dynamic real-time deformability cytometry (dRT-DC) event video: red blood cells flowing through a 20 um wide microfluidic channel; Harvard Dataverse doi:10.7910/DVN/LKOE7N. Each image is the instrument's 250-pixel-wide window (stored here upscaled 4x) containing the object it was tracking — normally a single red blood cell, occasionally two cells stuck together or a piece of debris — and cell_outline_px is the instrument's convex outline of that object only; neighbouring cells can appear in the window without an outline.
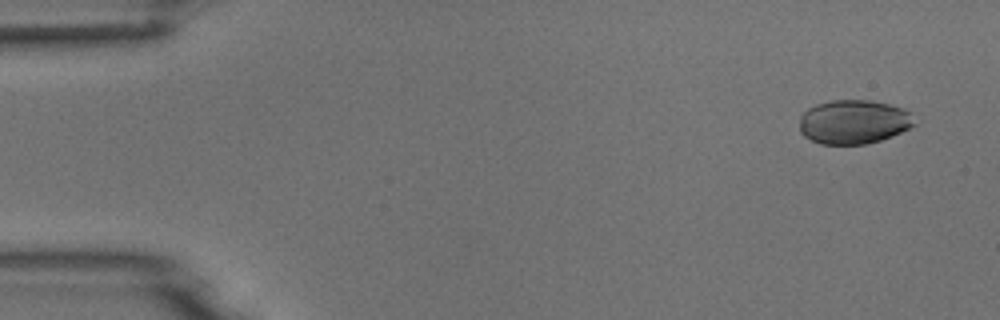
{"species": "common noctule bat (a hibernating species)", "species_latin": "Nyctalus noctula", "temperature_condition": "room temperature", "stored_images_in_passage": 4, "camera_frame_rate_fps": 3000, "um_per_image_px": 0.085, "animal": {"sex": "male", "body_mass_g": 18.8}, "frame": {"image": 1, "passage_image": 1, "time_ms": 0.0, "image_size_px": [1000, 320], "cell_outline_px": [[916, 124], [892, 136], [868, 144], [820, 144], [804, 136], [800, 132], [800, 116], [808, 108], [816, 104], [832, 100], [868, 100], [888, 104], [904, 108], [912, 112]], "centroid_in_image_um": [72.57, 10.36], "position_along_channel_um": 12.4, "area_um2": 29.65}}
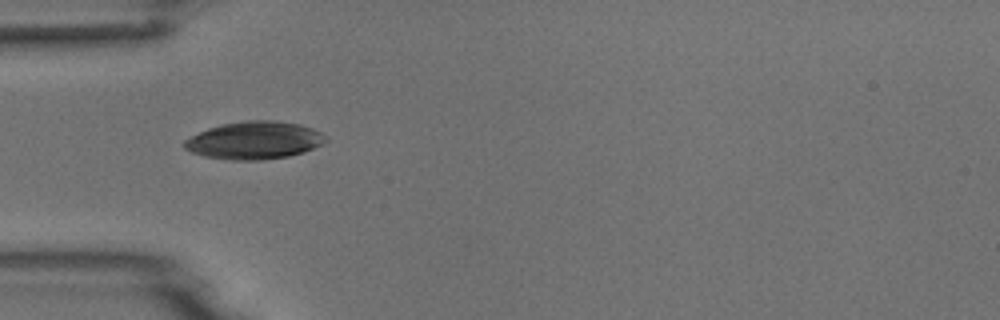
{"frame": {"image": 2, "passage_image": 4, "time_ms": 4.333, "image_size_px": [1000, 320], "cell_outline_px": [[328, 140], [324, 144], [304, 152], [288, 156], [264, 160], [228, 160], [204, 156], [192, 152], [184, 148], [184, 140], [208, 128], [224, 124], [248, 120], [276, 120], [300, 124], [312, 128], [320, 132]], "centroid_in_image_um": [21.65, 11.93], "position_along_channel_um": 63.4, "area_um2": 31.04}}